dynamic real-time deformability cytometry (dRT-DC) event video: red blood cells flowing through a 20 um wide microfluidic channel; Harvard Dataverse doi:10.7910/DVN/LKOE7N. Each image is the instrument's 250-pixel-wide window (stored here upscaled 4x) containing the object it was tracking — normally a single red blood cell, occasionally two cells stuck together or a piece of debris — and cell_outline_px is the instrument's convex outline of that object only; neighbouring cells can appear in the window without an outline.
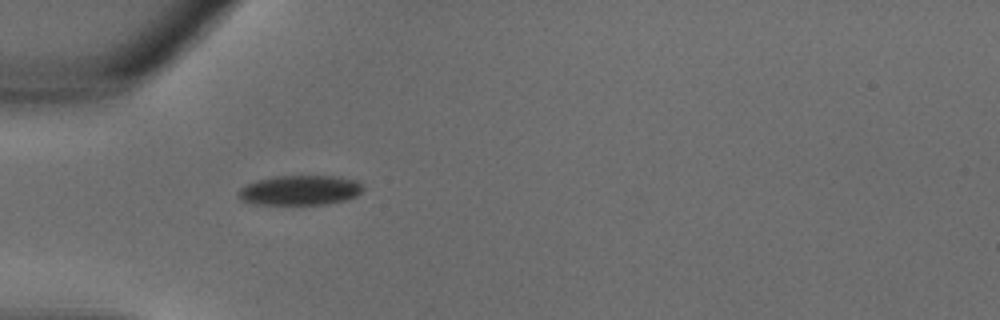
{"species": "common noctule bat (a hibernating species)", "species_latin": "Nyctalus noctula", "temperature_condition": "warm", "stored_images_in_passage": 24, "camera_frame_rate_fps": 3000, "um_per_image_px": 0.085, "animal": {"sex": "male", "body_mass_g": 18.8}, "frame": {"image": 1, "passage_image": 1, "time_ms": 0.0, "image_size_px": [1000, 320], "cell_outline_px": [[364, 188], [356, 196], [344, 200], [324, 204], [256, 204], [240, 200], [240, 188], [248, 184], [260, 180], [276, 176], [336, 176], [356, 180]], "centroid_in_image_um": [25.52, 16.17], "position_along_channel_um": 59.5, "area_um2": 21.27}}
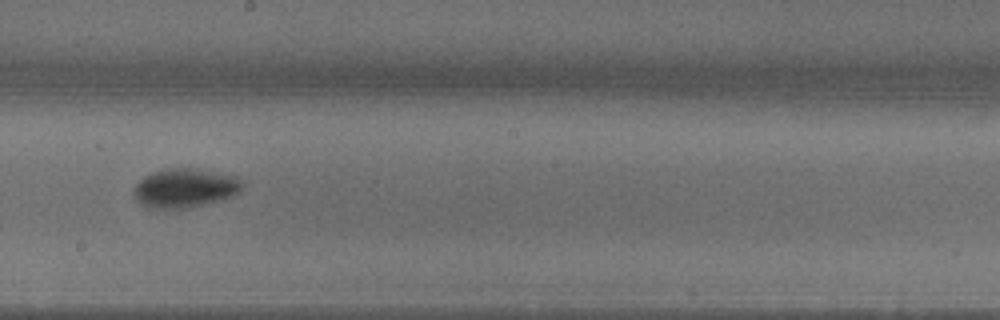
{"frame": {"image": 2, "passage_image": 10, "time_ms": 3.0, "image_size_px": [1000, 320], "cell_outline_px": [[244, 184], [240, 192], [232, 196], [204, 204], [188, 208], [148, 208], [140, 204], [132, 192], [136, 184], [144, 176], [152, 172], [168, 168], [196, 168], [236, 176]], "centroid_in_image_um": [15.71, 15.98], "position_along_channel_um": 232.5, "area_um2": 24.74}}
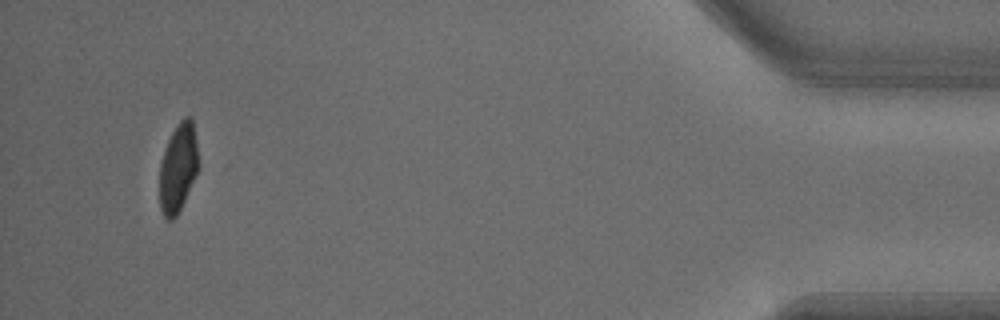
{"frame": {"image": 3, "passage_image": 23, "time_ms": 7.333, "image_size_px": [1000, 320], "cell_outline_px": [[200, 168], [176, 216], [172, 220], [168, 220], [164, 216], [160, 208], [160, 164], [164, 148], [176, 124], [184, 116], [188, 116], [192, 120], [200, 164]], "centroid_in_image_um": [15.15, 14.24], "position_along_channel_um": 420.1, "area_um2": 20.17}}